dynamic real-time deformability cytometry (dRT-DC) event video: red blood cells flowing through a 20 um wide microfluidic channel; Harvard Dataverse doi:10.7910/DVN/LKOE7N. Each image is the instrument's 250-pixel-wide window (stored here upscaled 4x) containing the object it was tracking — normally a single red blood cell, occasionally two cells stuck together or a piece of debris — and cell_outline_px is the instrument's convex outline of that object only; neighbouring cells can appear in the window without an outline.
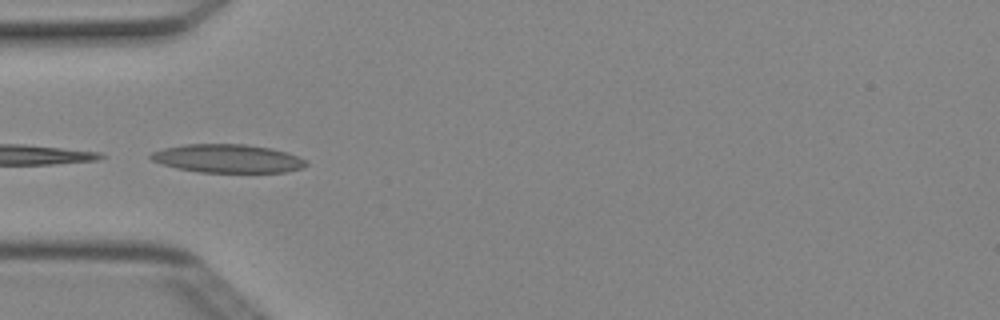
{"species": "Egyptian fruit bat (a non-hibernating species)", "species_latin": "Rousettus aegyptiacus", "temperature_condition": "cold", "stored_images_in_passage": 7, "camera_frame_rate_fps": 3000, "um_per_image_px": 0.085, "animal": {"sex": "female"}, "frame": {"image": 1, "passage_image": 5, "time_ms": 1.333, "image_size_px": [1000, 320], "cell_outline_px": [[308, 164], [304, 168], [284, 172], [200, 172], [176, 168], [160, 164], [152, 160], [148, 156], [152, 152], [164, 148], [184, 144], [244, 144], [272, 148], [296, 156], [304, 160]], "centroid_in_image_um": [19.31, 13.47], "position_along_channel_um": 65.7, "area_um2": 25.66}}
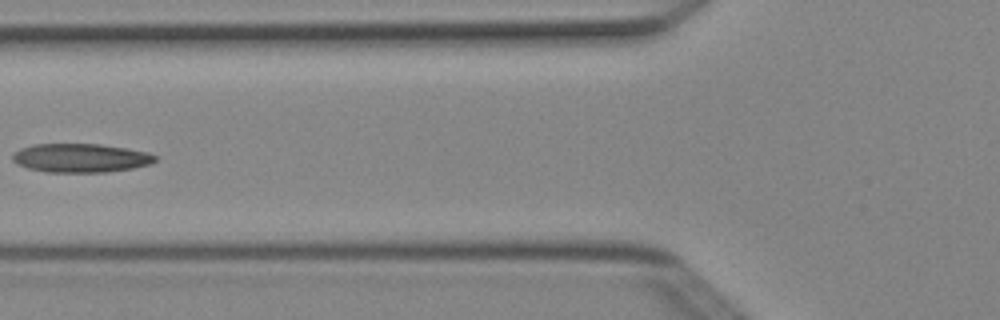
{"frame": {"image": 2, "passage_image": 6, "time_ms": 1.667, "image_size_px": [1000, 320], "cell_outline_px": [[156, 160], [148, 164], [132, 168], [104, 172], [44, 172], [28, 168], [16, 164], [12, 160], [12, 152], [20, 148], [32, 144], [100, 144], [148, 152], [156, 156]], "centroid_in_image_um": [6.78, 13.42], "position_along_channel_um": 119.0, "area_um2": 23.93}}
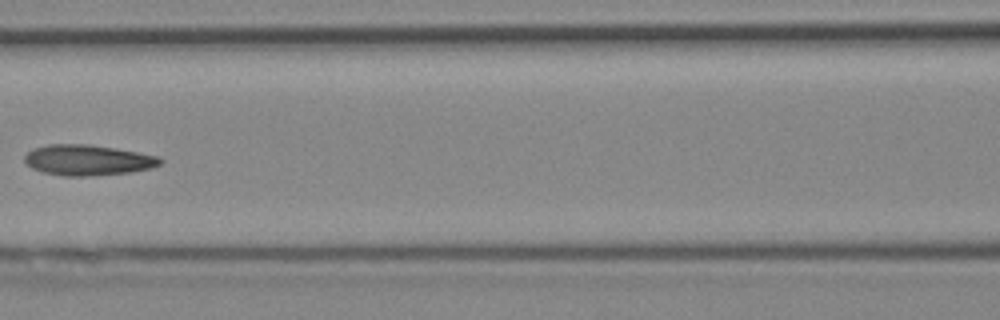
{"frame": {"image": 3, "passage_image": 7, "time_ms": 2.0, "image_size_px": [1000, 320], "cell_outline_px": [[164, 160], [160, 164], [152, 168], [132, 172], [88, 176], [64, 176], [44, 172], [32, 168], [24, 160], [24, 156], [32, 148], [48, 144], [88, 144], [116, 148], [160, 156]], "centroid_in_image_um": [7.49, 13.6], "position_along_channel_um": 159.1, "area_um2": 24.33}}